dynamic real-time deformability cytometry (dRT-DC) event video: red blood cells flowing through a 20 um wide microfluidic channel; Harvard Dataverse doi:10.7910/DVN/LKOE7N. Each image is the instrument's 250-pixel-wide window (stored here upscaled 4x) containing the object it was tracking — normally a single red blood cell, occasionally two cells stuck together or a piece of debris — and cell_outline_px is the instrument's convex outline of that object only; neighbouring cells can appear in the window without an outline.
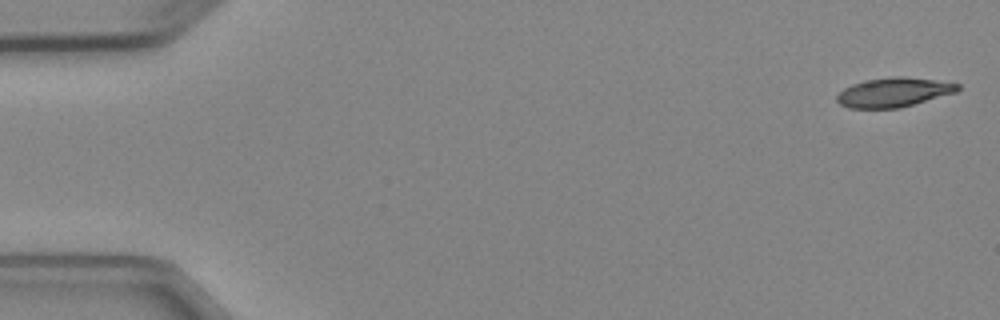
{"species": "Egyptian fruit bat (a non-hibernating species)", "species_latin": "Rousettus aegyptiacus", "temperature_condition": "cold", "stored_images_in_passage": 4, "camera_frame_rate_fps": 3000, "um_per_image_px": 0.085, "animal": {"sex": "female"}, "frame": {"image": 1, "passage_image": 1, "time_ms": 0.0, "image_size_px": [1000, 320], "cell_outline_px": [[960, 88], [956, 92], [900, 108], [848, 108], [840, 104], [836, 100], [836, 96], [844, 88], [852, 84], [864, 80], [896, 76], [904, 76], [960, 84]], "centroid_in_image_um": [75.93, 7.85], "position_along_channel_um": 9.1, "area_um2": 20.52}}
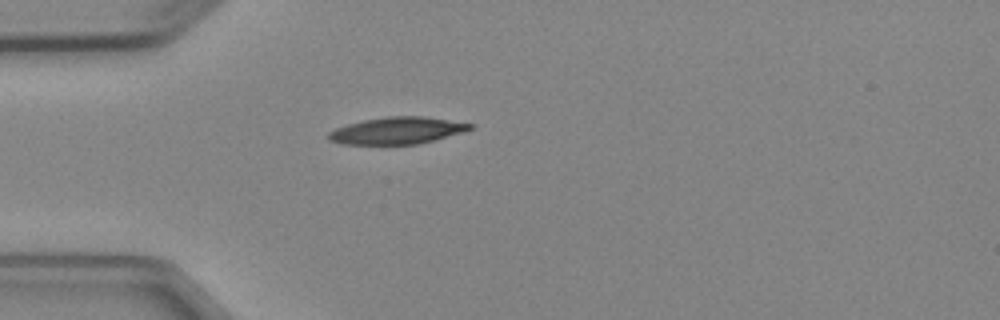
{"frame": {"image": 2, "passage_image": 4, "time_ms": 4.333, "image_size_px": [1000, 320], "cell_outline_px": [[476, 124], [472, 128], [464, 132], [416, 144], [340, 144], [328, 140], [328, 132], [336, 128], [348, 124], [364, 120], [388, 116], [424, 116]], "centroid_in_image_um": [33.76, 11.09], "position_along_channel_um": 51.2, "area_um2": 22.14}}